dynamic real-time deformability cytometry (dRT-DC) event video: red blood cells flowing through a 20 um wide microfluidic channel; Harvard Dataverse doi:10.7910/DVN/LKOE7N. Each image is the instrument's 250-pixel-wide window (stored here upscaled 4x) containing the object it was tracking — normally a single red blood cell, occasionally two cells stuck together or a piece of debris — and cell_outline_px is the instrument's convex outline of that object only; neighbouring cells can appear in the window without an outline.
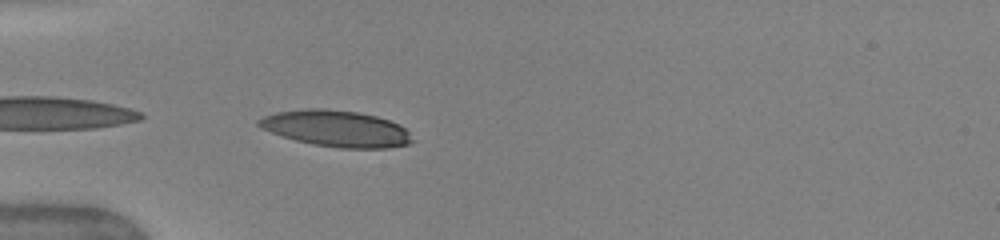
{"species": "human", "species_latin": "Homo sapiens", "temperature_condition": "warm", "stored_images_in_passage": 21, "camera_frame_rate_fps": 3000, "um_per_image_px": 0.085, "donor": {"sex": "female"}, "frame": {"image": 1, "passage_image": 1, "time_ms": 0.0, "image_size_px": [1000, 240], "cell_outline_px": [[416, 140], [408, 144], [388, 148], [340, 148], [312, 144], [296, 140], [260, 128], [256, 124], [256, 120], [264, 116], [276, 112], [308, 108], [324, 108], [356, 112], [376, 116], [388, 120], [404, 128]], "centroid_in_image_um": [28.57, 10.93], "position_along_channel_um": 56.4, "area_um2": 32.37}}